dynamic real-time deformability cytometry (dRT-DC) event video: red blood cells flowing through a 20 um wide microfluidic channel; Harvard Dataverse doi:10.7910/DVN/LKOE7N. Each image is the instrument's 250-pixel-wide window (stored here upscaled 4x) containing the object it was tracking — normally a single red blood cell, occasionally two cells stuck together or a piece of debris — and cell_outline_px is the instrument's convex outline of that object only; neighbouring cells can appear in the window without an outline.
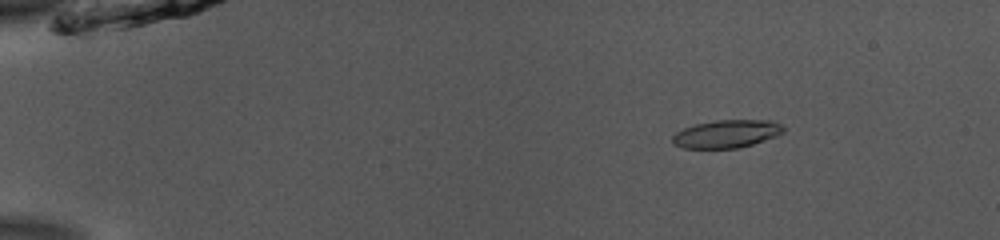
{"species": "common noctule bat (a hibernating species)", "species_latin": "Nyctalus noctula", "temperature_condition": "room temperature", "stored_images_in_passage": 54, "camera_frame_rate_fps": 3000, "um_per_image_px": 0.085, "animal": {"sex": "male", "body_mass_g": 13.0, "forearm_length_mm": 53.1}, "frame": {"image": 1, "passage_image": 9, "time_ms": 2.667, "image_size_px": [1000, 240], "cell_outline_px": [[784, 132], [776, 136], [752, 144], [736, 148], [684, 148], [676, 144], [672, 140], [672, 136], [676, 132], [684, 128], [696, 124], [716, 120], [768, 120], [780, 124], [784, 128]], "centroid_in_image_um": [61.76, 11.37], "position_along_channel_um": 23.2, "area_um2": 17.8}}
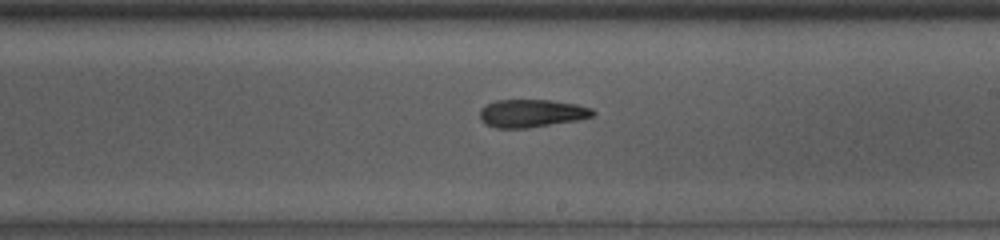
{"frame": {"image": 2, "passage_image": 33, "time_ms": 10.667, "image_size_px": [1000, 240], "cell_outline_px": [[596, 112], [592, 116], [576, 120], [524, 128], [496, 128], [484, 124], [480, 116], [480, 108], [496, 100], [548, 100], [576, 104], [592, 108]], "centroid_in_image_um": [45.16, 9.62], "position_along_channel_um": 243.8, "area_um2": 18.15}}
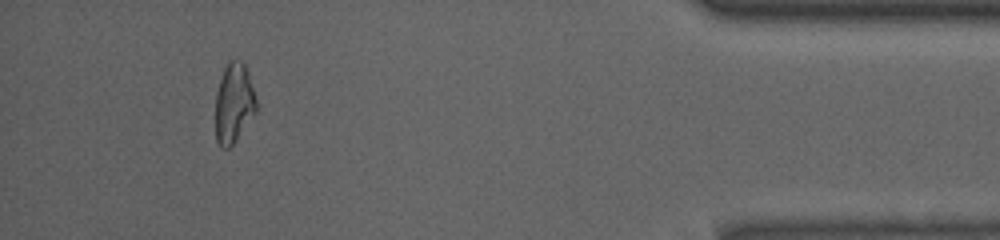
{"frame": {"image": 3, "passage_image": 50, "time_ms": 16.333, "image_size_px": [1000, 240], "cell_outline_px": [[256, 112], [236, 140], [228, 148], [220, 148], [216, 140], [216, 92], [224, 68], [228, 60], [244, 60], [256, 100]], "centroid_in_image_um": [19.87, 8.76], "position_along_channel_um": 415.3, "area_um2": 18.9}, "authors_computed_cell_mechanics": {"area_um2": 18.6694, "velocity_mm_per_s": 3.9008, "shape_relaxation_time_tau1_ms": null, "shape_relaxation_time_tau2_ms": 2.3411, "deformation_change_tau1": null, "deformation_change_tau2": 0.1072}}